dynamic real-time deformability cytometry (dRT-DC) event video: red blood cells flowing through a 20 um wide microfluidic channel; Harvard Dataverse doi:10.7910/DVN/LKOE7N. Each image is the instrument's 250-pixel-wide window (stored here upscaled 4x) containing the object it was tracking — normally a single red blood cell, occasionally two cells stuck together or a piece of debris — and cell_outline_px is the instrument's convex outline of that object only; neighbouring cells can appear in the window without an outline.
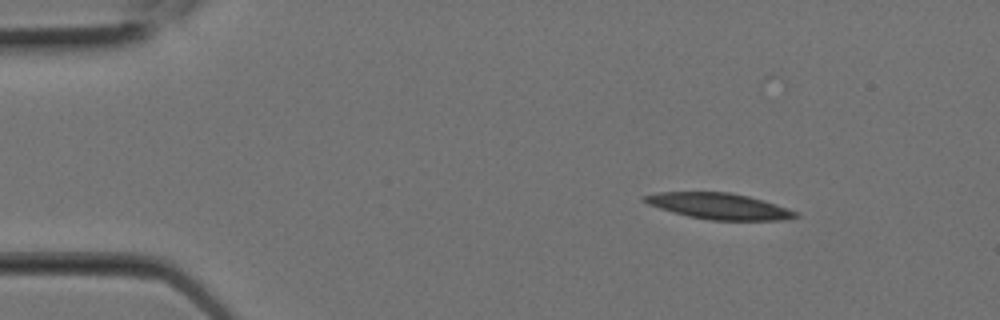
{"species": "Egyptian fruit bat (a non-hibernating species)", "species_latin": "Rousettus aegyptiacus", "temperature_condition": "room temperature", "stored_images_in_passage": 23, "camera_frame_rate_fps": 3000, "um_per_image_px": 0.085, "animal": {"sex": "female"}, "frame": {"image": 1, "passage_image": 4, "time_ms": 1.0, "image_size_px": [1000, 320], "cell_outline_px": [[800, 216], [784, 220], [708, 220], [688, 216], [660, 208], [648, 204], [640, 200], [640, 196], [660, 192], [728, 192], [748, 196], [764, 200], [788, 208], [796, 212]], "centroid_in_image_um": [61.1, 17.52], "position_along_channel_um": 23.9, "area_um2": 22.95}}
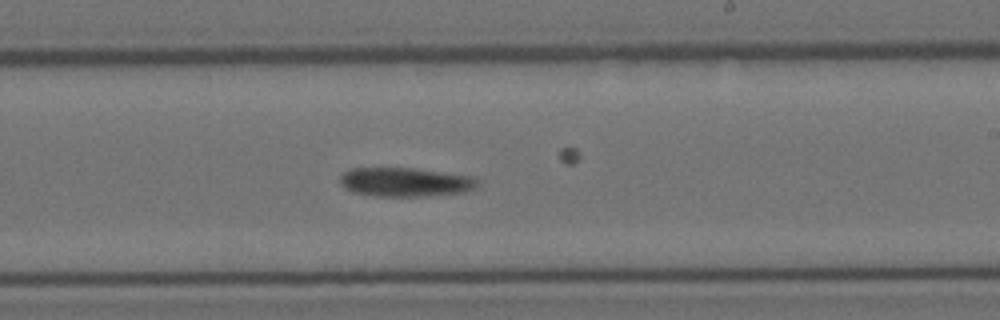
{"frame": {"image": 2, "passage_image": 14, "time_ms": 4.333, "image_size_px": [1000, 320], "cell_outline_px": [[480, 184], [476, 188], [464, 192], [428, 196], [376, 196], [352, 192], [344, 188], [340, 184], [340, 176], [348, 168], [412, 168], [476, 176]], "centroid_in_image_um": [34.47, 15.47], "position_along_channel_um": 254.5, "area_um2": 23.58}}
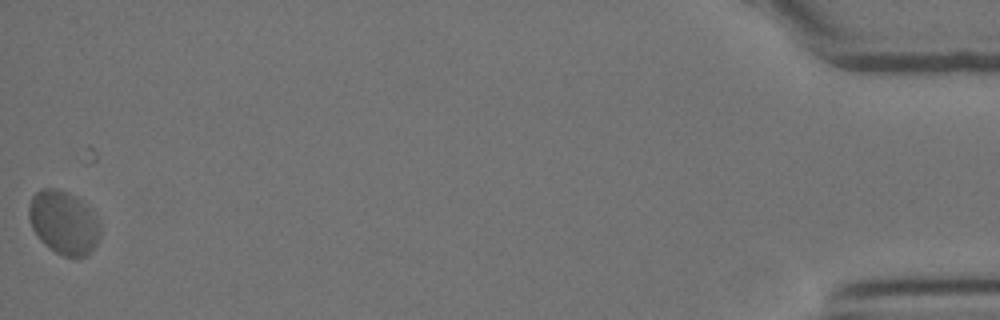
{"frame": {"image": 3, "passage_image": 23, "time_ms": 7.333, "image_size_px": [1000, 320], "cell_outline_px": [[100, 236], [92, 252], [84, 256], [64, 256], [56, 252], [44, 244], [36, 236], [32, 228], [28, 216], [28, 204], [32, 196], [36, 192], [44, 188], [56, 188], [68, 192], [84, 200], [92, 208], [100, 224]], "centroid_in_image_um": [5.42, 18.89], "position_along_channel_um": 429.8, "area_um2": 26.88}}